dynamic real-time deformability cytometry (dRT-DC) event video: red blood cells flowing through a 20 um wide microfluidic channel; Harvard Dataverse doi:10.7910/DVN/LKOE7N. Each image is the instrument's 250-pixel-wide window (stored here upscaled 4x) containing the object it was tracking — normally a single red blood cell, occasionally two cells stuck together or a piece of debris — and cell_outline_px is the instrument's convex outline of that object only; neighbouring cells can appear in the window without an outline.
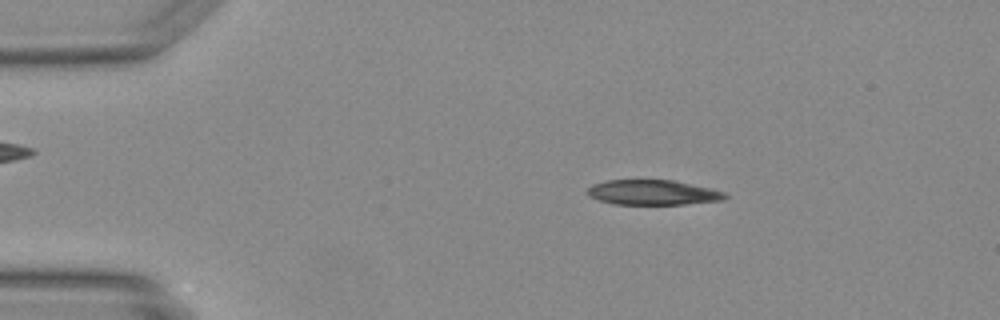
{"species": "Egyptian fruit bat (a non-hibernating species)", "species_latin": "Rousettus aegyptiacus", "temperature_condition": "warm", "stored_images_in_passage": 40, "camera_frame_rate_fps": 3000, "um_per_image_px": 0.085, "animal": {"sex": "female"}, "frame": {"image": 1, "passage_image": 1, "time_ms": 0.0, "image_size_px": [1000, 320], "cell_outline_px": [[728, 196], [724, 200], [684, 204], [612, 204], [588, 196], [584, 192], [592, 184], [608, 180], [672, 180], [712, 188], [724, 192]], "centroid_in_image_um": [55.47, 16.36], "position_along_channel_um": 29.5, "area_um2": 20.11}}
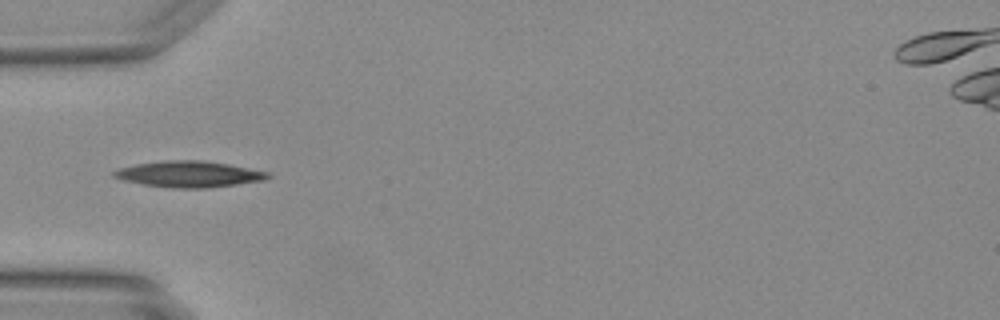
{"frame": {"image": 2, "passage_image": 8, "time_ms": 2.333, "image_size_px": [1000, 320], "cell_outline_px": [[272, 176], [264, 180], [208, 188], [172, 188], [144, 184], [124, 180], [112, 176], [112, 172], [120, 168], [136, 164], [168, 160], [200, 160], [228, 164], [268, 172]], "centroid_in_image_um": [16.07, 14.8], "position_along_channel_um": 68.9, "area_um2": 23.18}}
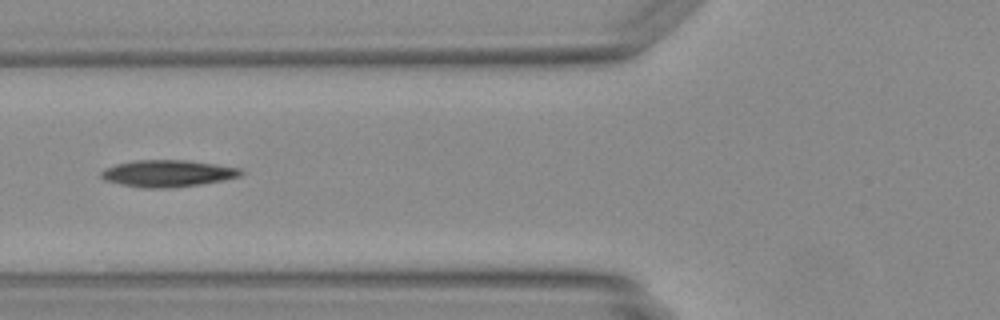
{"frame": {"image": 3, "passage_image": 11, "time_ms": 3.333, "image_size_px": [1000, 320], "cell_outline_px": [[244, 172], [240, 176], [224, 180], [200, 184], [172, 188], [140, 188], [120, 184], [104, 180], [100, 176], [100, 172], [116, 164], [136, 160], [188, 160], [240, 168]], "centroid_in_image_um": [14.25, 14.75], "position_along_channel_um": 111.5, "area_um2": 21.85}}